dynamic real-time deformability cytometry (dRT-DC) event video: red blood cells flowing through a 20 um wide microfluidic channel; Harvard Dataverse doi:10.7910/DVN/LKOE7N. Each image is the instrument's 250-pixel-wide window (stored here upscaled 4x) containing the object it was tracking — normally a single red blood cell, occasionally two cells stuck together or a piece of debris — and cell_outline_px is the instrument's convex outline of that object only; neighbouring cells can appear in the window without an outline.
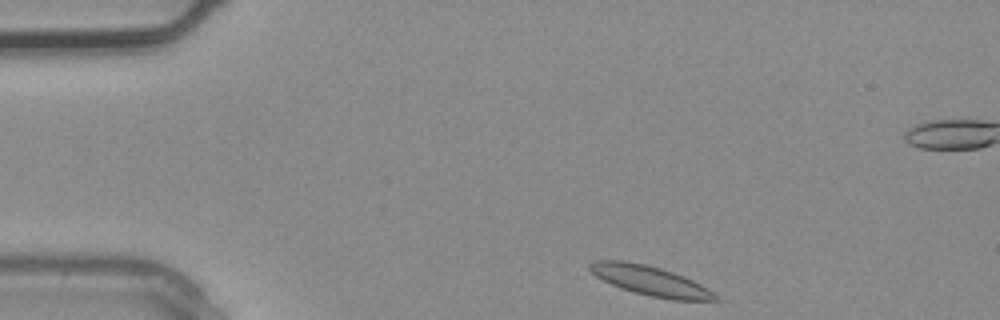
{"species": "common noctule bat (a hibernating species)", "species_latin": "Nyctalus noctula", "temperature_condition": "warm", "stored_images_in_passage": 3, "camera_frame_rate_fps": 3000, "um_per_image_px": 0.085, "animal": {"sex": "male", "body_mass_g": 20.4}, "frame": {"image": 1, "passage_image": 1, "time_ms": 0.0, "image_size_px": [1000, 320], "cell_outline_px": [[724, 300], [672, 300], [652, 296], [636, 292], [612, 284], [596, 276], [588, 268], [588, 264], [592, 260], [624, 260], [644, 264], [660, 268], [684, 276], [708, 288]], "centroid_in_image_um": [55.3, 23.85], "position_along_channel_um": 29.7, "area_um2": 21.44}}